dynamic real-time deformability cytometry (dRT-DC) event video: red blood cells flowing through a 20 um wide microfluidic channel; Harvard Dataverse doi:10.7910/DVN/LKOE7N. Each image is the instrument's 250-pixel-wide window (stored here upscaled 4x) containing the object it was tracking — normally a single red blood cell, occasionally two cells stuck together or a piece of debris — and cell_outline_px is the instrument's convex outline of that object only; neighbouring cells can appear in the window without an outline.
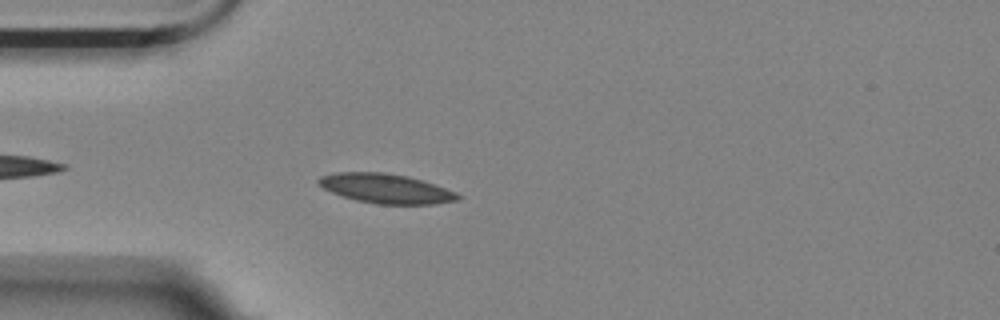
{"species": "Egyptian fruit bat (a non-hibernating species)", "species_latin": "Rousettus aegyptiacus", "temperature_condition": "room temperature", "stored_images_in_passage": 30, "camera_frame_rate_fps": 3000, "um_per_image_px": 0.085, "animal": {"sex": "female"}, "frame": {"image": 1, "passage_image": 5, "time_ms": 1.333, "image_size_px": [1000, 320], "cell_outline_px": [[460, 200], [436, 204], [376, 204], [356, 200], [332, 192], [324, 188], [316, 180], [320, 176], [336, 172], [384, 172], [408, 176], [456, 192], [460, 196]], "centroid_in_image_um": [32.8, 16.02], "position_along_channel_um": 52.2, "area_um2": 23.76}}
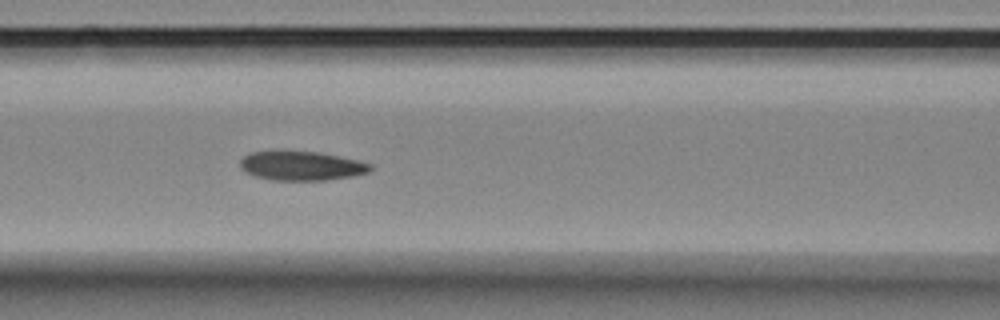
{"frame": {"image": 2, "passage_image": 13, "time_ms": 4.0, "image_size_px": [1000, 320], "cell_outline_px": [[372, 168], [368, 172], [352, 176], [324, 180], [272, 180], [256, 176], [244, 172], [240, 168], [240, 160], [244, 156], [252, 152], [276, 148], [284, 148], [320, 152], [360, 160], [372, 164]], "centroid_in_image_um": [25.57, 14.04], "position_along_channel_um": 141.0, "area_um2": 23.06}}
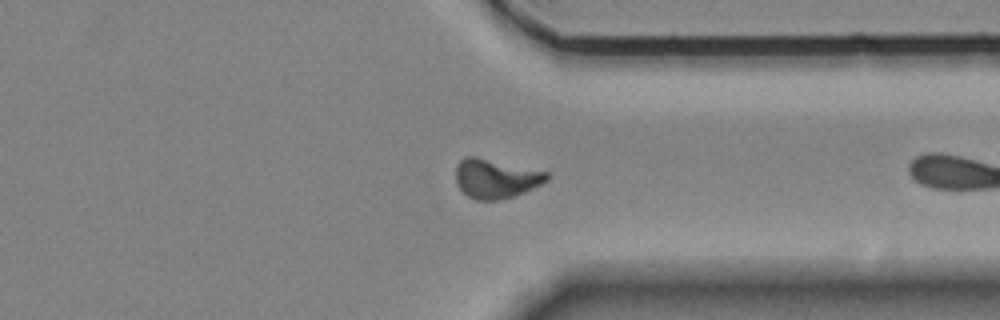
{"frame": {"image": 3, "passage_image": 29, "time_ms": 9.333, "image_size_px": [1000, 320], "cell_outline_px": [[552, 176], [548, 180], [524, 192], [512, 196], [496, 200], [476, 200], [468, 196], [456, 184], [456, 164], [464, 156], [476, 156], [548, 172]], "centroid_in_image_um": [42.13, 15.16], "position_along_channel_um": 369.3, "area_um2": 20.81}}